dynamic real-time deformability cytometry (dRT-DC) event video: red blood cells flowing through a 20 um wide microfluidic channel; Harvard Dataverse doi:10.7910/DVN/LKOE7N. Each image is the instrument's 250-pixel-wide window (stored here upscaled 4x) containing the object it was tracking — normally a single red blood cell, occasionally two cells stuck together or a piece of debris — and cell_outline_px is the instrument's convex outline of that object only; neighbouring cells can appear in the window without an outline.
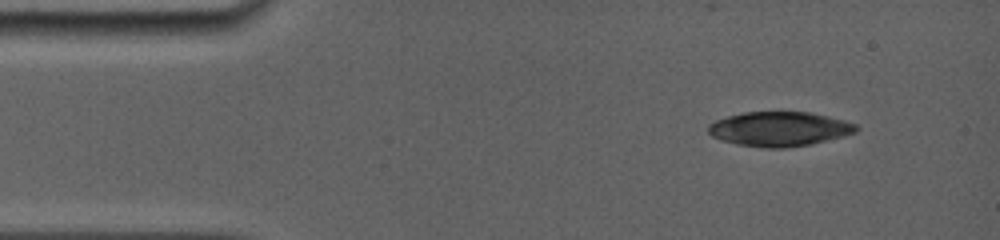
{"species": "common noctule bat (a hibernating species)", "species_latin": "Nyctalus noctula", "temperature_condition": "room temperature", "stored_images_in_passage": 6, "camera_frame_rate_fps": 5000, "um_per_image_px": 0.085, "animal": {"sex": "female", "body_mass_g": 19.0, "forearm_length_mm": 56.7}, "frame": {"image": 1, "passage_image": 1, "time_ms": 0.0, "image_size_px": [1000, 240], "cell_outline_px": [[860, 128], [856, 132], [844, 136], [808, 144], [784, 148], [764, 148], [736, 144], [720, 140], [712, 136], [708, 132], [708, 124], [716, 120], [728, 116], [744, 112], [808, 112], [828, 116], [844, 120], [856, 124]], "centroid_in_image_um": [66.23, 10.96], "position_along_channel_um": 18.8, "area_um2": 29.71}}